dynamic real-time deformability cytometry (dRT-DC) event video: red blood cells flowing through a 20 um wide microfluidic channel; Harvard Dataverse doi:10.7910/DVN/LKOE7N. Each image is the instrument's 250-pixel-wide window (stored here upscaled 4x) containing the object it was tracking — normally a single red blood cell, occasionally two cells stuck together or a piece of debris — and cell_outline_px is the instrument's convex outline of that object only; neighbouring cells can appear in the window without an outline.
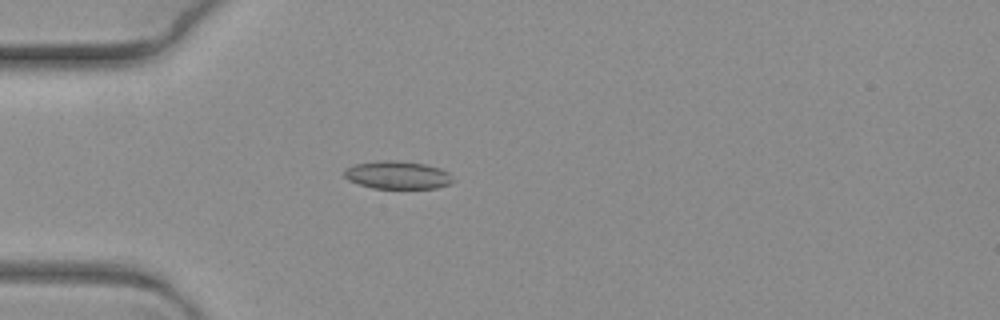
{"species": "common noctule bat (a hibernating species)", "species_latin": "Nyctalus noctula", "temperature_condition": "warm", "stored_images_in_passage": 6, "camera_frame_rate_fps": 3000, "um_per_image_px": 0.085, "animal": {"sex": "female", "body_mass_g": 19.3, "forearm_length_mm": 54.1}, "frame": {"image": 1, "passage_image": 4, "time_ms": 1.0, "image_size_px": [1000, 320], "cell_outline_px": [[452, 184], [436, 188], [372, 188], [348, 180], [344, 176], [344, 168], [356, 164], [384, 160], [396, 160], [424, 164], [440, 168], [448, 172], [452, 176]], "centroid_in_image_um": [33.79, 14.88], "position_along_channel_um": 51.2, "area_um2": 17.63}}
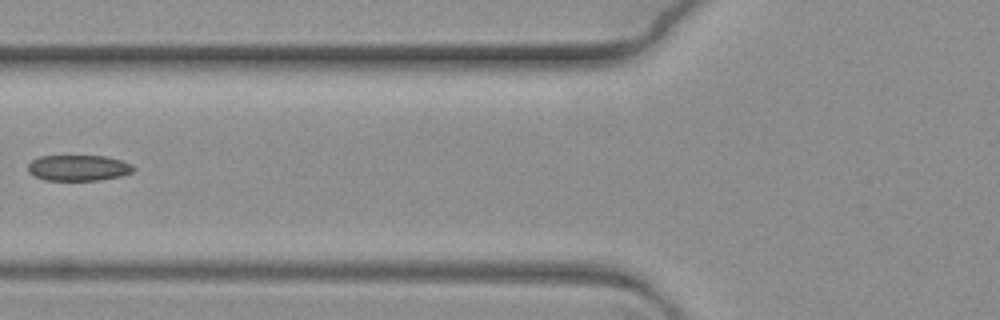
{"frame": {"image": 2, "passage_image": 6, "time_ms": 1.667, "image_size_px": [1000, 320], "cell_outline_px": [[136, 168], [132, 172], [120, 176], [100, 180], [44, 180], [28, 172], [28, 164], [32, 160], [40, 156], [104, 156], [120, 160], [132, 164]], "centroid_in_image_um": [6.67, 14.27], "position_along_channel_um": 119.1, "area_um2": 15.84}}